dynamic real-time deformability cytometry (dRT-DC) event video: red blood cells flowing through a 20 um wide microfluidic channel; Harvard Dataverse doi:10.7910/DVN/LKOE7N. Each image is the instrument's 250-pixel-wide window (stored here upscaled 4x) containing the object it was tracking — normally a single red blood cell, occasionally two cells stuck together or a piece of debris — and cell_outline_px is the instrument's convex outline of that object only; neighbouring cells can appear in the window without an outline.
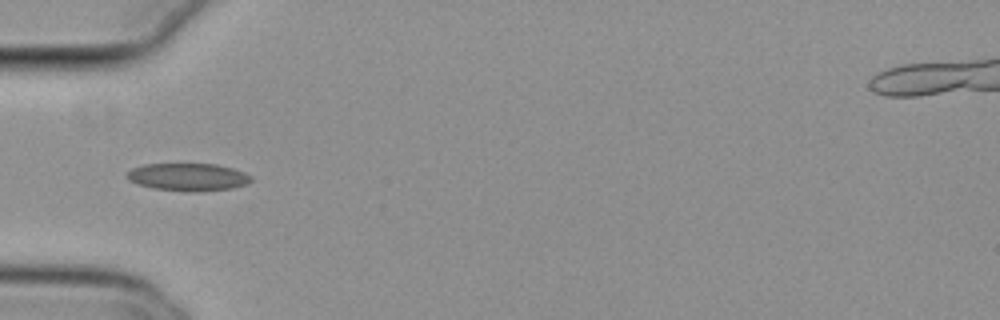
{"species": "common noctule bat (a hibernating species)", "species_latin": "Nyctalus noctula", "temperature_condition": "cold", "stored_images_in_passage": 37, "camera_frame_rate_fps": 3000, "um_per_image_px": 0.085, "animal": {"sex": "female", "body_mass_g": 29.2, "forearm_length_mm": 56.3}, "frame": {"image": 1, "passage_image": 1, "time_ms": 0.0, "image_size_px": [1000, 320], "cell_outline_px": [[252, 180], [248, 184], [232, 188], [192, 192], [152, 188], [136, 184], [128, 180], [124, 176], [132, 168], [144, 164], [216, 164], [232, 168], [244, 172], [252, 176]], "centroid_in_image_um": [15.97, 15.05], "position_along_channel_um": 69.0, "area_um2": 20.11}}
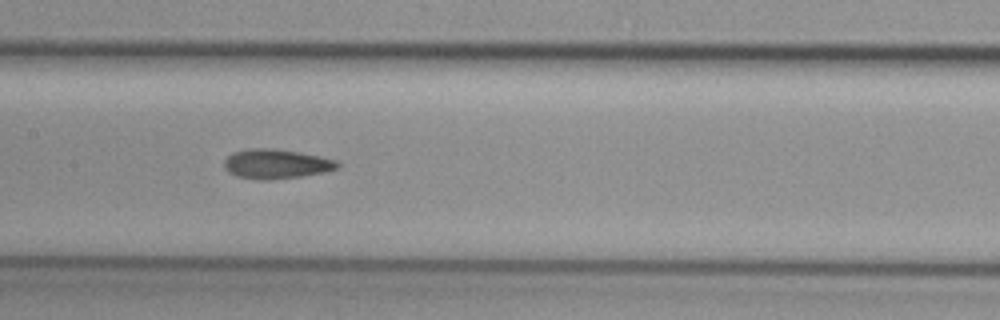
{"frame": {"image": 2, "passage_image": 10, "time_ms": 3.0, "image_size_px": [1000, 320], "cell_outline_px": [[340, 168], [324, 172], [300, 176], [272, 180], [260, 180], [236, 176], [228, 172], [224, 168], [224, 160], [232, 152], [248, 148], [272, 148], [300, 152], [320, 156], [336, 160], [340, 164]], "centroid_in_image_um": [23.46, 13.93], "position_along_channel_um": 183.9, "area_um2": 19.71}}
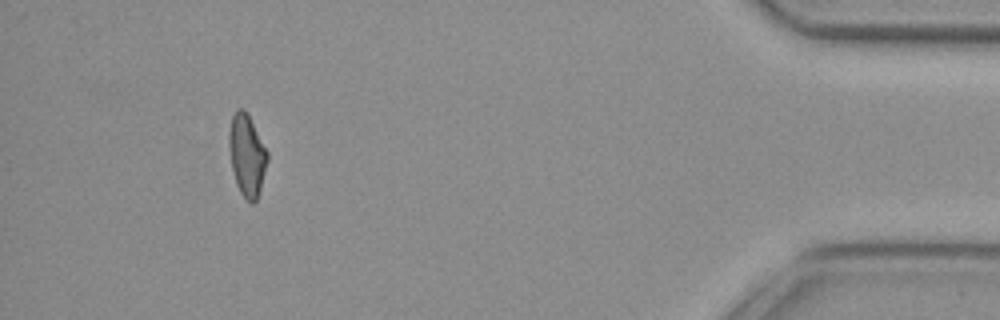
{"frame": {"image": 3, "passage_image": 33, "time_ms": 10.667, "image_size_px": [1000, 320], "cell_outline_px": [[268, 160], [260, 188], [256, 200], [252, 204], [244, 200], [236, 184], [232, 168], [228, 144], [228, 136], [232, 116], [236, 108], [244, 108], [268, 152]], "centroid_in_image_um": [20.97, 13.2], "position_along_channel_um": 414.2, "area_um2": 18.21}, "authors_computed_cell_mechanics": {"area_um2": 18.7272, "velocity_mm_per_s": 3.8335, "shape_relaxation_time_tau1_ms": null, "shape_relaxation_time_tau2_ms": 3.5404, "deformation_change_tau1": null, "deformation_change_tau2": 0.102}}